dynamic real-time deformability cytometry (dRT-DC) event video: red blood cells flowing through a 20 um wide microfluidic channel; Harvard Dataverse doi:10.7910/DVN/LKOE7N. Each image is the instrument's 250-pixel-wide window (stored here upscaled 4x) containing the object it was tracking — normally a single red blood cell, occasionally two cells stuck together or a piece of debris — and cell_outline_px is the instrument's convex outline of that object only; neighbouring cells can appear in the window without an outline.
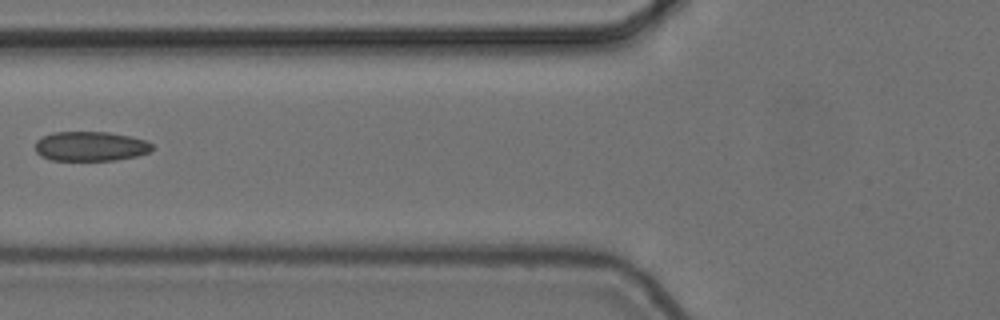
{"species": "common noctule bat (a hibernating species)", "species_latin": "Nyctalus noctula", "temperature_condition": "cold", "stored_images_in_passage": 4, "camera_frame_rate_fps": 3000, "um_per_image_px": 0.085, "animal": {"sex": "female", "body_mass_g": 24.6, "forearm_length_mm": 56.2}, "frame": {"image": 1, "passage_image": 3, "time_ms": 0.667, "image_size_px": [1000, 320], "cell_outline_px": [[152, 152], [136, 156], [116, 160], [52, 160], [40, 156], [36, 152], [36, 140], [52, 132], [108, 132], [148, 140], [152, 144]], "centroid_in_image_um": [7.71, 12.43], "position_along_channel_um": 118.1, "area_um2": 20.23}}
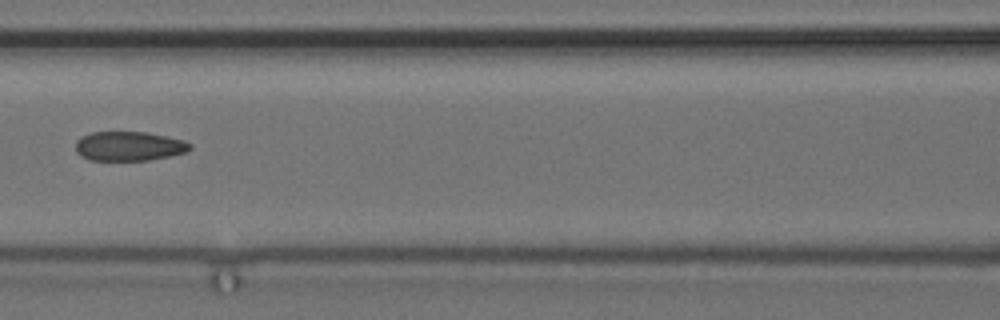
{"frame": {"image": 2, "passage_image": 4, "time_ms": 1.0, "image_size_px": [1000, 320], "cell_outline_px": [[192, 148], [184, 152], [168, 156], [148, 160], [88, 160], [80, 156], [76, 152], [76, 140], [80, 136], [92, 132], [148, 132], [184, 140], [192, 144]], "centroid_in_image_um": [10.93, 12.42], "position_along_channel_um": 155.7, "area_um2": 19.65}}